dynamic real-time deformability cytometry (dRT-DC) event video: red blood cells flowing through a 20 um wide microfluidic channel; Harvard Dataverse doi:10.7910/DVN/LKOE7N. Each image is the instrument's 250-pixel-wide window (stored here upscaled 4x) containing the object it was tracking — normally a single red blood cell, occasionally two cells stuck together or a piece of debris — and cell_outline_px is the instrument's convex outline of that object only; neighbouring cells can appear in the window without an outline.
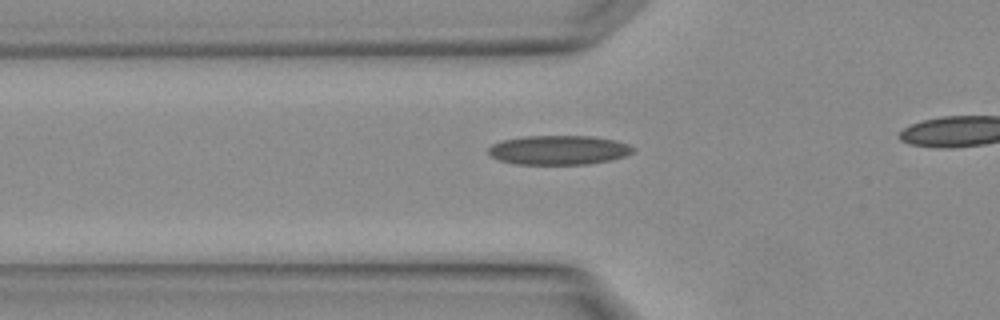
{"species": "Egyptian fruit bat (a non-hibernating species)", "species_latin": "Rousettus aegyptiacus", "temperature_condition": "warm", "stored_images_in_passage": 7, "camera_frame_rate_fps": 3000, "um_per_image_px": 0.085, "animal": {"sex": "female"}, "frame": {"image": 1, "passage_image": 3, "time_ms": 0.667, "image_size_px": [1000, 320], "cell_outline_px": [[632, 152], [624, 156], [608, 160], [588, 164], [516, 164], [500, 160], [492, 156], [488, 152], [488, 148], [492, 144], [500, 140], [524, 136], [592, 136], [616, 140], [628, 144], [632, 148]], "centroid_in_image_um": [47.45, 12.74], "position_along_channel_um": 78.4, "area_um2": 24.57}}
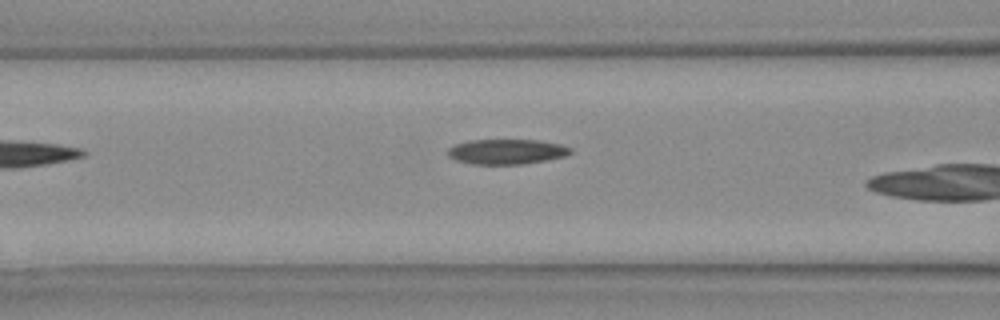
{"frame": {"image": 2, "passage_image": 6, "time_ms": 1.667, "image_size_px": [1000, 320], "cell_outline_px": [[572, 152], [564, 156], [544, 160], [520, 164], [472, 164], [456, 160], [448, 156], [448, 148], [456, 144], [472, 140], [536, 140], [560, 144], [572, 148]], "centroid_in_image_um": [43.05, 12.89], "position_along_channel_um": 123.6, "area_um2": 17.69}}